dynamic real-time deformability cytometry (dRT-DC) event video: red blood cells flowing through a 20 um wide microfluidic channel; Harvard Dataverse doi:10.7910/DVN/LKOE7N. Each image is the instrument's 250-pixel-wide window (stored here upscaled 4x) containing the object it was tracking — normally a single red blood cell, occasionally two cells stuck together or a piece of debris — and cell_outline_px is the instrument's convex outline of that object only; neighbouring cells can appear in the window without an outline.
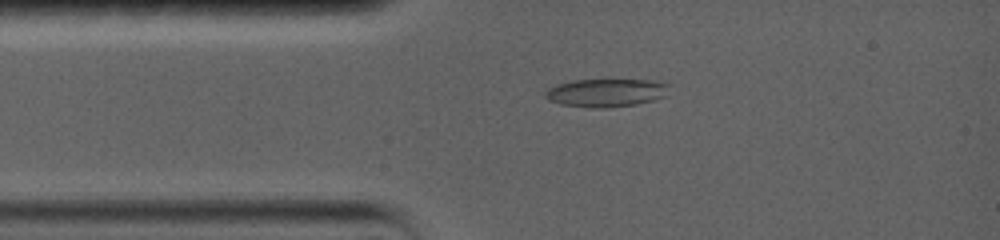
{"species": "common noctule bat (a hibernating species)", "species_latin": "Nyctalus noctula", "temperature_condition": "warm", "stored_images_in_passage": 12, "camera_frame_rate_fps": 5000, "um_per_image_px": 0.085, "animal": {"sex": "female", "body_mass_g": 19.0, "forearm_length_mm": 56.7}, "frame": {"image": 1, "passage_image": 5, "time_ms": 2.4, "image_size_px": [1000, 240], "cell_outline_px": [[672, 84], [668, 96], [636, 104], [604, 108], [592, 108], [560, 104], [548, 100], [544, 96], [544, 92], [548, 88], [556, 84], [572, 80], [604, 76], [656, 80]], "centroid_in_image_um": [51.58, 7.81], "position_along_channel_um": 33.4, "area_um2": 21.91}}
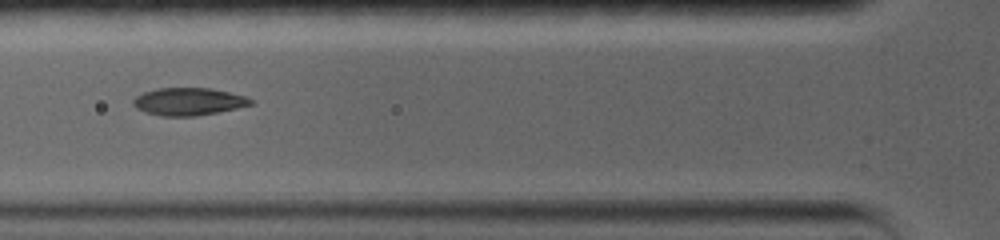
{"frame": {"image": 2, "passage_image": 9, "time_ms": 4.8, "image_size_px": [1000, 240], "cell_outline_px": [[252, 104], [236, 108], [196, 116], [160, 116], [144, 112], [136, 108], [132, 104], [132, 100], [136, 96], [144, 92], [160, 88], [208, 88], [228, 92], [244, 96], [252, 100]], "centroid_in_image_um": [15.96, 8.64], "position_along_channel_um": 109.8, "area_um2": 18.67}}
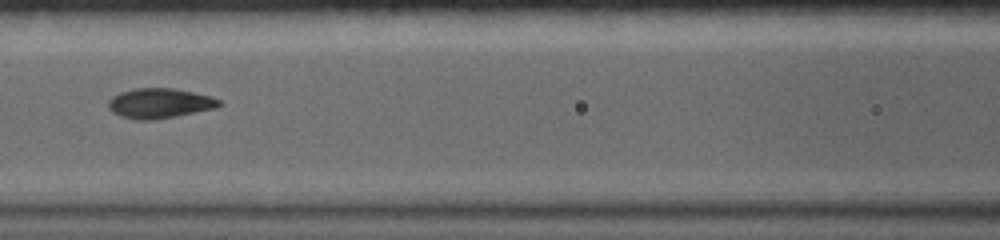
{"frame": {"image": 3, "passage_image": 11, "time_ms": 6.0, "image_size_px": [1000, 240], "cell_outline_px": [[224, 104], [216, 108], [156, 120], [136, 120], [120, 116], [112, 112], [108, 108], [108, 100], [112, 96], [120, 92], [136, 88], [172, 88], [192, 92], [208, 96], [220, 100]], "centroid_in_image_um": [13.54, 8.79], "position_along_channel_um": 153.1, "area_um2": 19.42}}